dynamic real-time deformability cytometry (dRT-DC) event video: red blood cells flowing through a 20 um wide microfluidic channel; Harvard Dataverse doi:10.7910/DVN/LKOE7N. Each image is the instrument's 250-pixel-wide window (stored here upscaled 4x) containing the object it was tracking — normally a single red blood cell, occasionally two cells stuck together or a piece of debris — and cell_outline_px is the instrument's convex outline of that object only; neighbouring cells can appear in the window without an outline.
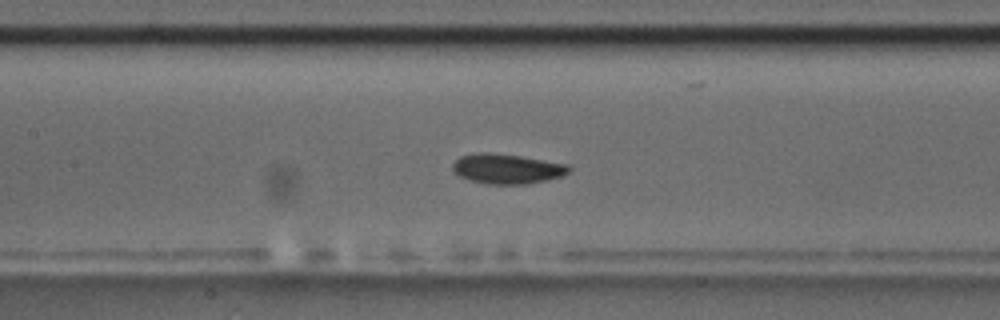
{"species": "common noctule bat (a hibernating species)", "species_latin": "Nyctalus noctula", "temperature_condition": "room temperature", "stored_images_in_passage": 49, "camera_frame_rate_fps": 3000, "um_per_image_px": 0.085, "animal": {"sex": "male", "body_mass_g": 17.5, "forearm_length_mm": 52.3}, "frame": {"image": 1, "passage_image": 18, "time_ms": 5.667, "image_size_px": [1000, 320], "cell_outline_px": [[572, 168], [568, 172], [560, 176], [548, 180], [528, 184], [488, 184], [468, 180], [452, 172], [452, 164], [460, 156], [476, 152], [488, 152], [520, 156], [568, 164]], "centroid_in_image_um": [43.06, 14.35], "position_along_channel_um": 164.3, "area_um2": 20.4}}
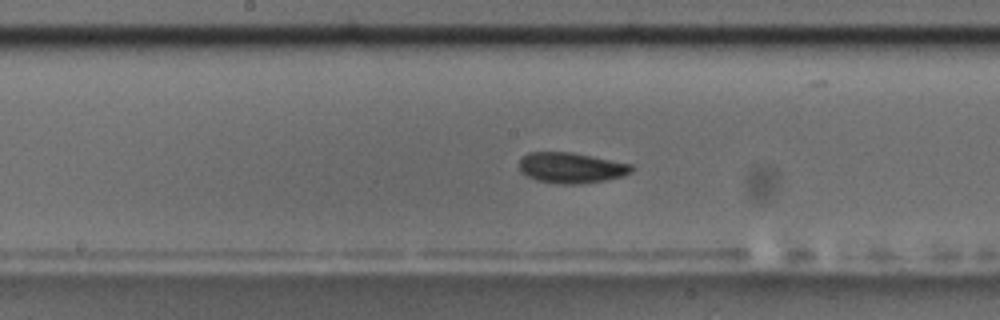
{"frame": {"image": 2, "passage_image": 21, "time_ms": 6.667, "image_size_px": [1000, 320], "cell_outline_px": [[632, 172], [624, 176], [604, 180], [580, 184], [556, 184], [536, 180], [520, 172], [520, 160], [528, 152], [572, 152], [632, 164]], "centroid_in_image_um": [48.55, 14.27], "position_along_channel_um": 199.7, "area_um2": 20.06}}
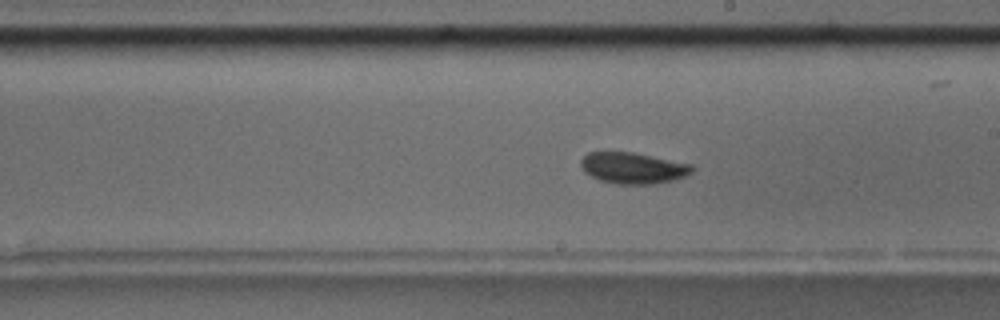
{"frame": {"image": 3, "passage_image": 24, "time_ms": 7.667, "image_size_px": [1000, 320], "cell_outline_px": [[692, 172], [676, 180], [652, 184], [616, 184], [600, 180], [584, 172], [580, 164], [580, 160], [588, 152], [632, 152], [692, 164]], "centroid_in_image_um": [53.79, 14.28], "position_along_channel_um": 235.2, "area_um2": 20.17}, "authors_computed_cell_mechanics": {"area_um2": 20.0566, "velocity_mm_per_s": 3.5722, "shape_relaxation_time_tau1_ms": 2.7503, "shape_relaxation_time_tau2_ms": 1.7845, "deformation_change_tau1": 0.1017, "deformation_change_tau2": 0.0468}}